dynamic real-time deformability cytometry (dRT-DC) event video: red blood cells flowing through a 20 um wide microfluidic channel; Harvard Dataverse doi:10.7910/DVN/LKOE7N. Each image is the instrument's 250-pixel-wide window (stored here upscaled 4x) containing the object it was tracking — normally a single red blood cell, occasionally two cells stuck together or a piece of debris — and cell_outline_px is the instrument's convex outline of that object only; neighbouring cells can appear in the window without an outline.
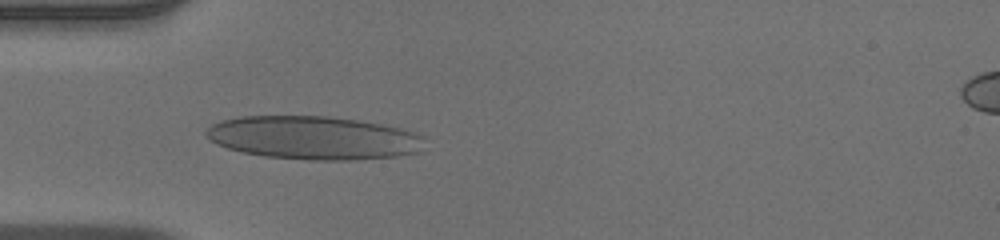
{"species": "human", "species_latin": "Homo sapiens", "temperature_condition": "warm", "stored_images_in_passage": 44, "camera_frame_rate_fps": 3000, "um_per_image_px": 0.085, "donor": {"sex": "male"}, "frame": {"image": 1, "passage_image": 8, "time_ms": 2.333, "image_size_px": [1000, 240], "cell_outline_px": [[424, 136], [420, 152], [396, 156], [348, 160], [308, 160], [264, 156], [244, 152], [228, 148], [216, 144], [208, 140], [204, 132], [212, 124], [220, 120], [240, 116], [328, 116], [356, 120], [380, 124], [400, 128]], "centroid_in_image_um": [26.6, 11.71], "position_along_channel_um": 58.4, "area_um2": 55.14}}
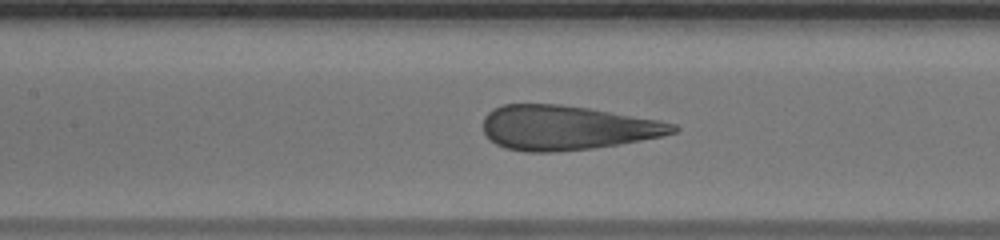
{"frame": {"image": 2, "passage_image": 16, "time_ms": 5.0, "image_size_px": [1000, 240], "cell_outline_px": [[680, 128], [676, 132], [660, 136], [640, 140], [592, 148], [552, 152], [524, 152], [504, 148], [496, 144], [484, 132], [484, 116], [492, 108], [504, 104], [560, 104], [588, 108], [656, 120], [676, 124]], "centroid_in_image_um": [48.13, 10.85], "position_along_channel_um": 159.3, "area_um2": 48.84}}
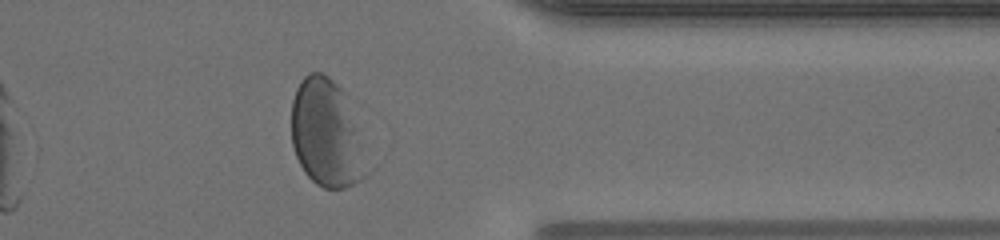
{"frame": {"image": 3, "passage_image": 34, "time_ms": 11.0, "image_size_px": [1000, 240], "cell_outline_px": [[376, 168], [372, 172], [360, 180], [344, 188], [324, 188], [316, 184], [304, 172], [296, 156], [292, 144], [292, 100], [296, 88], [300, 80], [308, 72], [320, 72], [328, 76], [340, 88]], "centroid_in_image_um": [27.83, 11.43], "position_along_channel_um": 383.6, "area_um2": 48.15}}